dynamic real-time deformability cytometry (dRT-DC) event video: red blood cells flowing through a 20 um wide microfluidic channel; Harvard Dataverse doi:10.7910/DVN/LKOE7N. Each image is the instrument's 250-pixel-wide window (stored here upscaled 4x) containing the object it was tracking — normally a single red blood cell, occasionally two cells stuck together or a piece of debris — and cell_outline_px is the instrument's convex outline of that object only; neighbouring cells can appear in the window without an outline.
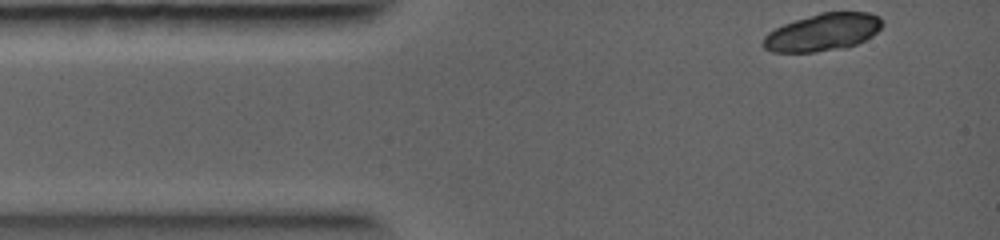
{"species": "common noctule bat (a hibernating species)", "species_latin": "Nyctalus noctula", "temperature_condition": "warm", "stored_images_in_passage": 3, "camera_frame_rate_fps": 5000, "um_per_image_px": 0.085, "animal": {"sex": "female", "body_mass_g": 19.0, "forearm_length_mm": 56.7}, "frame": {"image": 1, "passage_image": 1, "time_ms": 0.0, "image_size_px": [1000, 240], "cell_outline_px": [[880, 28], [872, 36], [856, 44], [844, 48], [816, 52], [772, 52], [764, 48], [760, 44], [764, 36], [768, 32], [784, 24], [820, 12], [868, 12], [880, 16]], "centroid_in_image_um": [69.89, 2.75], "position_along_channel_um": 15.1, "area_um2": 25.89}}